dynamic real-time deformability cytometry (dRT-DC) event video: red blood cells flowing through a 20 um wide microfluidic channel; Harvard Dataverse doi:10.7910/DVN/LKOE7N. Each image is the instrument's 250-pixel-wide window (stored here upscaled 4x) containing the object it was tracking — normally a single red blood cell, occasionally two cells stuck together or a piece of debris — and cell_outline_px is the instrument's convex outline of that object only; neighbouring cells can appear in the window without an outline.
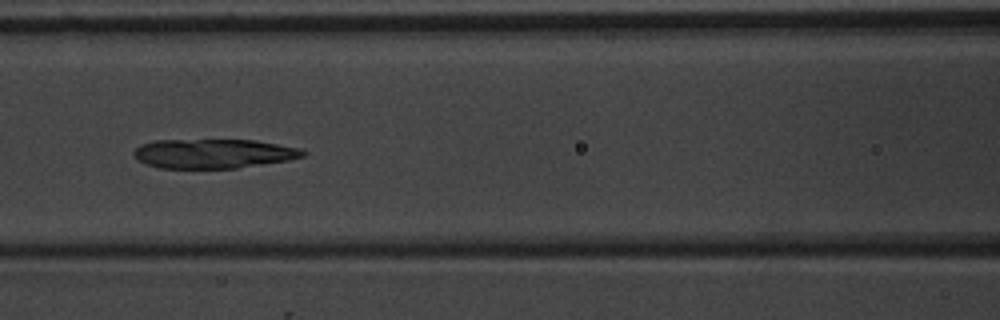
{"species": "common noctule bat (a hibernating species)", "species_latin": "Nyctalus noctula", "temperature_condition": "warm", "stored_images_in_passage": 9, "camera_frame_rate_fps": 3000, "um_per_image_px": 0.085, "animal": {"sex": "male", "body_mass_g": 20.1, "forearm_length_mm": 53.5}, "frame": {"image": 1, "passage_image": 7, "time_ms": 6.667, "image_size_px": [1000, 320], "cell_outline_px": [[308, 152], [304, 156], [288, 160], [236, 168], [160, 168], [136, 160], [132, 156], [132, 152], [140, 144], [152, 140], [256, 140], [300, 148]], "centroid_in_image_um": [18.11, 13.05], "position_along_channel_um": 148.5, "area_um2": 29.07}}
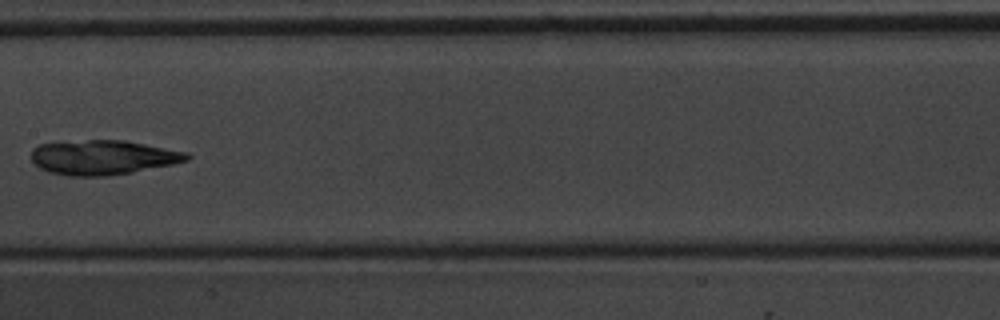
{"frame": {"image": 2, "passage_image": 8, "time_ms": 8.0, "image_size_px": [1000, 320], "cell_outline_px": [[192, 156], [188, 160], [172, 164], [132, 172], [108, 176], [68, 176], [48, 172], [40, 168], [32, 160], [32, 148], [40, 144], [88, 140], [124, 140], [188, 152]], "centroid_in_image_um": [8.76, 13.38], "position_along_channel_um": 198.6, "area_um2": 31.27}}
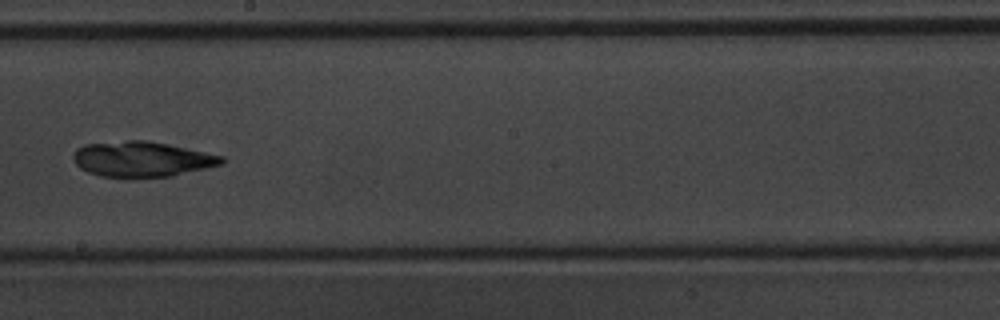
{"frame": {"image": 3, "passage_image": 9, "time_ms": 9.0, "image_size_px": [1000, 320], "cell_outline_px": [[224, 164], [172, 176], [100, 176], [88, 172], [80, 168], [72, 160], [72, 156], [76, 148], [84, 144], [128, 140], [148, 140], [168, 144], [224, 156]], "centroid_in_image_um": [12.05, 13.51], "position_along_channel_um": 236.2, "area_um2": 30.4}}